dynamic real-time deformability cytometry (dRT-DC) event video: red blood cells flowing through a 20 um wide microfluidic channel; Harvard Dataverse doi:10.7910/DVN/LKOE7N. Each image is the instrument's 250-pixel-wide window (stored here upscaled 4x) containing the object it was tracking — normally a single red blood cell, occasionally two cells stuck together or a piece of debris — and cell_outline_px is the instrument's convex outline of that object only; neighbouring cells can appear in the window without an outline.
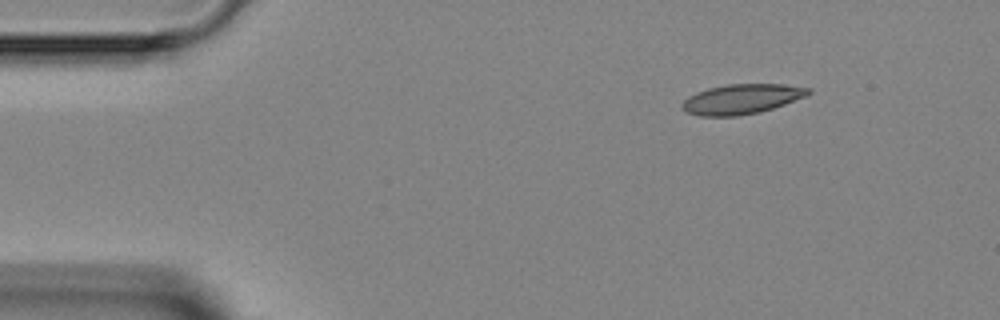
{"species": "Egyptian fruit bat (a non-hibernating species)", "species_latin": "Rousettus aegyptiacus", "temperature_condition": "room temperature", "stored_images_in_passage": 4, "camera_frame_rate_fps": 3000, "um_per_image_px": 0.085, "animal": {"sex": "female"}, "frame": {"image": 1, "passage_image": 4, "time_ms": 3.333, "image_size_px": [1000, 320], "cell_outline_px": [[812, 92], [808, 96], [760, 112], [736, 116], [700, 116], [688, 112], [680, 104], [688, 96], [696, 92], [708, 88], [728, 84], [784, 84], [812, 88]], "centroid_in_image_um": [63.08, 8.41], "position_along_channel_um": 21.9, "area_um2": 22.02}}